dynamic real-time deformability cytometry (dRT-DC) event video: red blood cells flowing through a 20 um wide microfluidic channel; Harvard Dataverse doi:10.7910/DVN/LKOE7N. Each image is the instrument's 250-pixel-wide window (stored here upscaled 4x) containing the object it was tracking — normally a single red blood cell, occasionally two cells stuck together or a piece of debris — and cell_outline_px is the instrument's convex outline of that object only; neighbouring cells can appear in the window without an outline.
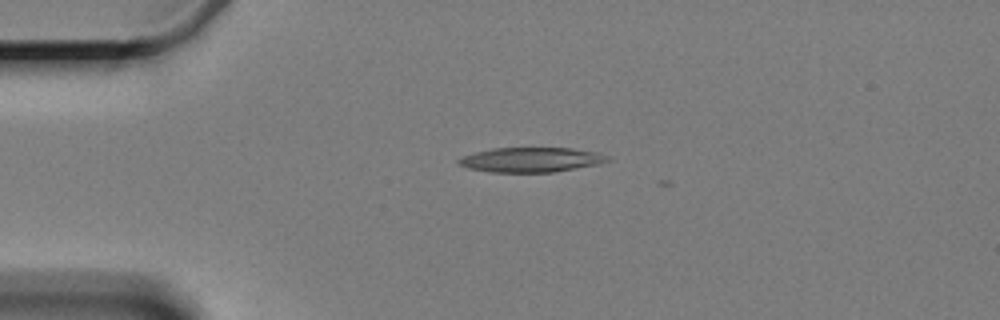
{"species": "Egyptian fruit bat (a non-hibernating species)", "species_latin": "Rousettus aegyptiacus", "temperature_condition": "cold", "stored_images_in_passage": 2, "camera_frame_rate_fps": 3000, "um_per_image_px": 0.085, "animal": {"sex": "female"}, "frame": {"image": 1, "passage_image": 1, "time_ms": 0.0, "image_size_px": [1000, 320], "cell_outline_px": [[612, 160], [600, 164], [552, 172], [488, 172], [468, 168], [456, 164], [456, 160], [460, 156], [492, 148], [572, 148], [600, 152], [612, 156]], "centroid_in_image_um": [45.17, 13.57], "position_along_channel_um": 39.8, "area_um2": 21.85}}